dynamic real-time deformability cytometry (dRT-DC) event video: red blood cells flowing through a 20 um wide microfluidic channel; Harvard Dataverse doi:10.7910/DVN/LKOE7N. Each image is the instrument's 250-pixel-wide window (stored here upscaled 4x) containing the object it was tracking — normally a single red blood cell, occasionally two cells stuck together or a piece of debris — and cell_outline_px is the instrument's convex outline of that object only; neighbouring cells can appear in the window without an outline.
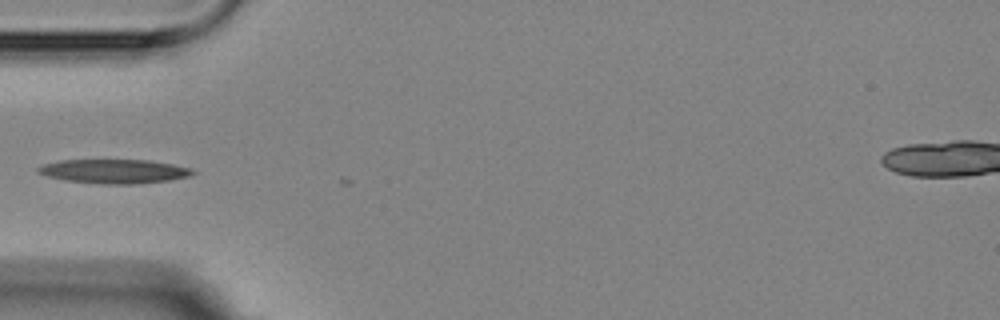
{"species": "Egyptian fruit bat (a non-hibernating species)", "species_latin": "Rousettus aegyptiacus", "temperature_condition": "room temperature", "stored_images_in_passage": 2, "camera_frame_rate_fps": 3000, "um_per_image_px": 0.085, "animal": {"sex": "female"}, "frame": {"image": 1, "passage_image": 1, "time_ms": 0.0, "image_size_px": [1000, 320], "cell_outline_px": [[196, 172], [188, 176], [168, 180], [136, 184], [100, 184], [64, 180], [48, 176], [36, 172], [36, 168], [44, 164], [60, 160], [148, 160], [172, 164], [192, 168]], "centroid_in_image_um": [9.68, 14.56], "position_along_channel_um": 75.3, "area_um2": 21.68}}